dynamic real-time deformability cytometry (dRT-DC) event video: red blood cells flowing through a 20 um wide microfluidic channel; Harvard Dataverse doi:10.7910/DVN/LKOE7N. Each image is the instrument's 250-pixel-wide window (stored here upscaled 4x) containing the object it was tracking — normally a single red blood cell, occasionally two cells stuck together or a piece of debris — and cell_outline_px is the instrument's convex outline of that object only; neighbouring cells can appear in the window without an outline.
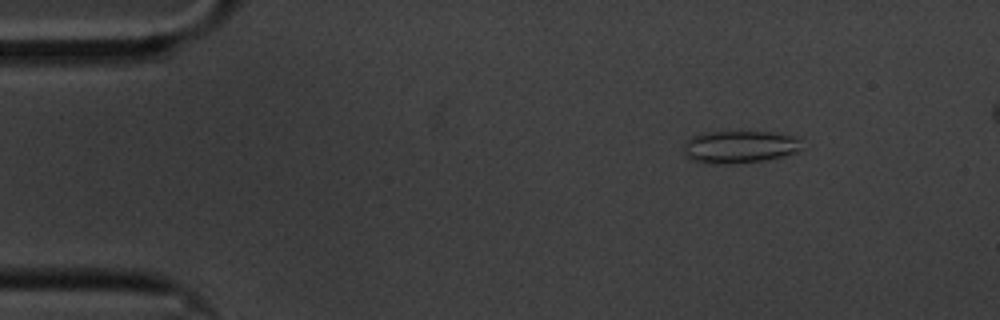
{"species": "common noctule bat (a hibernating species)", "species_latin": "Nyctalus noctula", "temperature_condition": "cold", "stored_images_in_passage": 53, "camera_frame_rate_fps": 3000, "um_per_image_px": 0.085, "animal": {"sex": "male", "body_mass_g": 20.1, "forearm_length_mm": 53.5}, "frame": {"image": 1, "passage_image": 3, "time_ms": 0.667, "image_size_px": [1000, 320], "cell_outline_px": [[800, 148], [796, 152], [784, 156], [764, 160], [728, 164], [708, 164], [692, 160], [684, 152], [684, 144], [692, 136], [704, 132], [768, 132], [788, 136], [800, 140]], "centroid_in_image_um": [62.81, 12.5], "position_along_channel_um": 22.2, "area_um2": 22.02}}
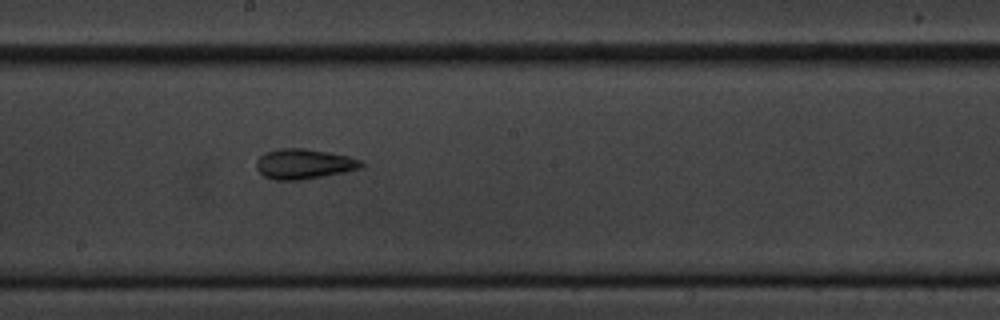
{"frame": {"image": 2, "passage_image": 27, "time_ms": 8.667, "image_size_px": [1000, 320], "cell_outline_px": [[364, 168], [344, 172], [300, 180], [276, 180], [264, 176], [256, 168], [256, 160], [264, 152], [280, 148], [304, 148], [328, 152], [348, 156], [360, 160], [364, 164]], "centroid_in_image_um": [25.83, 13.93], "position_along_channel_um": 222.4, "area_um2": 18.44}}
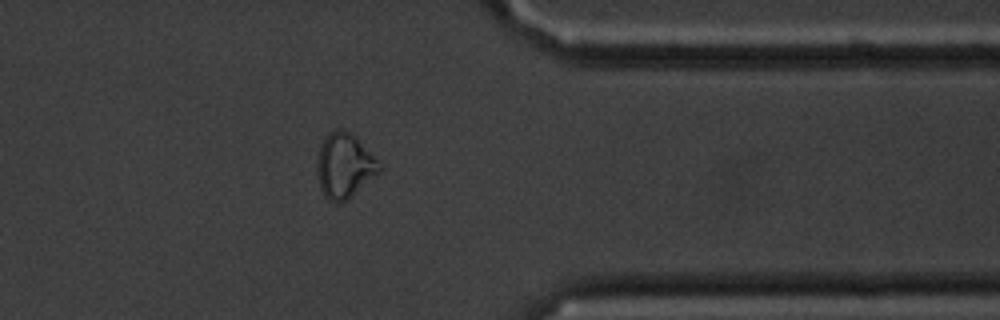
{"frame": {"image": 3, "passage_image": 42, "time_ms": 13.667, "image_size_px": [1000, 320], "cell_outline_px": [[384, 168], [380, 172], [344, 200], [328, 200], [324, 196], [320, 188], [316, 164], [320, 144], [336, 128], [340, 128], [356, 136]], "centroid_in_image_um": [29.27, 14.04], "position_along_channel_um": 382.1, "area_um2": 22.89}, "authors_computed_cell_mechanics": {"area_um2": 18.9006, "velocity_mm_per_s": 3.4066, "shape_relaxation_time_tau1_ms": null, "shape_relaxation_time_tau2_ms": 2.6095, "deformation_change_tau1": null, "deformation_change_tau2": 0.1076}}